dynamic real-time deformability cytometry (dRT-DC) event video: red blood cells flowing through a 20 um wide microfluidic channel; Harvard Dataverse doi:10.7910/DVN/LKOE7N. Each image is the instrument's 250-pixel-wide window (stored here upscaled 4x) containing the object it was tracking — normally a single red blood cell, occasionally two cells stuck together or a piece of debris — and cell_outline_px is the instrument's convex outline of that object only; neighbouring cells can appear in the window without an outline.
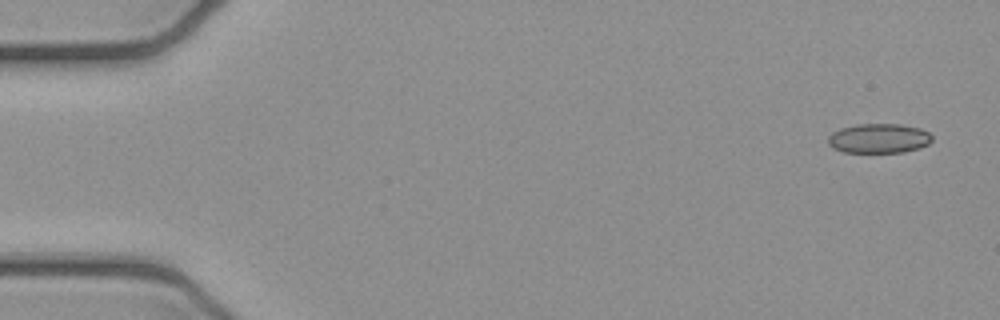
{"species": "common noctule bat (a hibernating species)", "species_latin": "Nyctalus noctula", "temperature_condition": "cold", "stored_images_in_passage": 5, "camera_frame_rate_fps": 3000, "um_per_image_px": 0.085, "animal": {"sex": "female", "body_mass_g": 21.9}, "frame": {"image": 1, "passage_image": 1, "time_ms": 0.0, "image_size_px": [1000, 320], "cell_outline_px": [[932, 140], [928, 144], [920, 148], [904, 152], [844, 152], [832, 148], [828, 144], [828, 136], [832, 132], [840, 128], [856, 124], [900, 124], [920, 128], [928, 132], [932, 136]], "centroid_in_image_um": [74.69, 11.76], "position_along_channel_um": 10.3, "area_um2": 18.03}}